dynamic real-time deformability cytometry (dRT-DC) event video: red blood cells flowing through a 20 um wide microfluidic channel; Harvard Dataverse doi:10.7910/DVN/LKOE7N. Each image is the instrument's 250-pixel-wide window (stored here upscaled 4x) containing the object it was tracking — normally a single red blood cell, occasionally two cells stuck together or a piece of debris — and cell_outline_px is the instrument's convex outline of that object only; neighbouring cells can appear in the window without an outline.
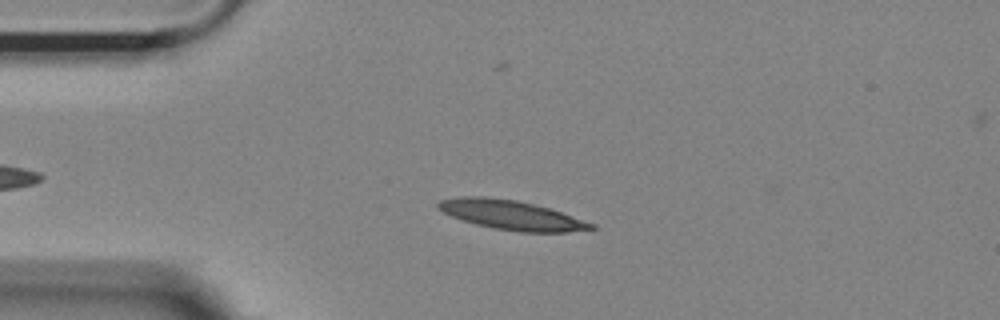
{"species": "Egyptian fruit bat (a non-hibernating species)", "species_latin": "Rousettus aegyptiacus", "temperature_condition": "room temperature", "stored_images_in_passage": 46, "camera_frame_rate_fps": 3000, "um_per_image_px": 0.085, "animal": {"sex": "female"}, "frame": {"image": 1, "passage_image": 13, "time_ms": 4.0, "image_size_px": [1000, 320], "cell_outline_px": [[596, 228], [568, 232], [520, 232], [496, 228], [476, 224], [452, 216], [444, 212], [436, 204], [440, 200], [460, 196], [484, 196], [516, 200], [548, 208], [596, 224]], "centroid_in_image_um": [43.48, 18.27], "position_along_channel_um": 41.5, "area_um2": 25.78}}
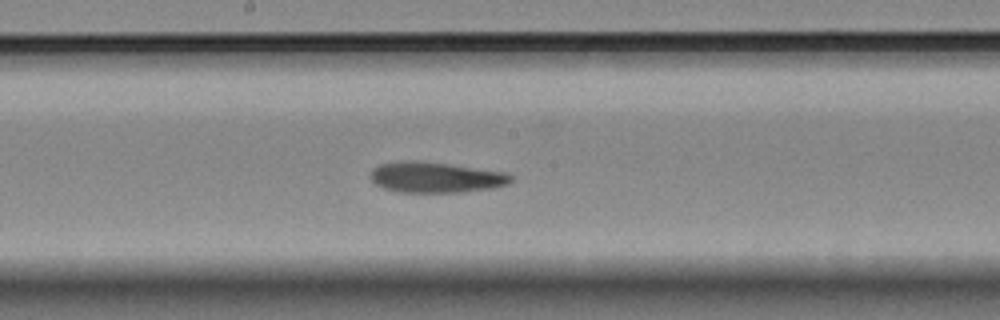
{"frame": {"image": 2, "passage_image": 29, "time_ms": 9.333, "image_size_px": [1000, 320], "cell_outline_px": [[512, 180], [508, 184], [492, 188], [460, 192], [400, 192], [384, 188], [376, 184], [368, 176], [372, 168], [380, 164], [396, 160], [420, 160], [508, 172], [512, 176]], "centroid_in_image_um": [37.01, 15.05], "position_along_channel_um": 211.2, "area_um2": 25.43}}
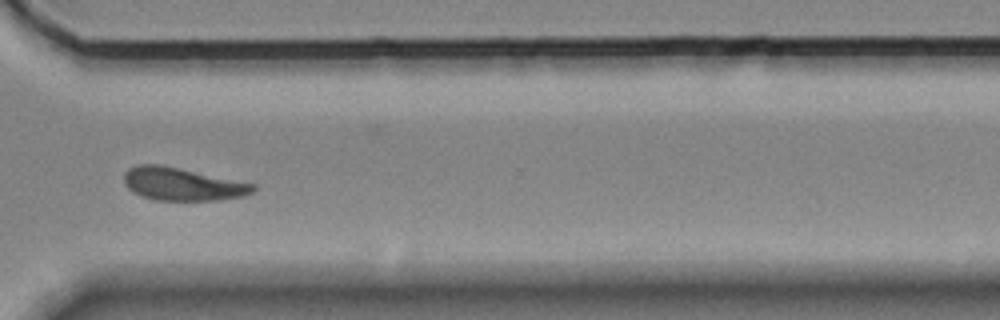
{"frame": {"image": 3, "passage_image": 41, "time_ms": 13.333, "image_size_px": [1000, 320], "cell_outline_px": [[256, 188], [252, 192], [244, 196], [220, 200], [156, 200], [140, 196], [132, 192], [124, 184], [124, 172], [128, 168], [136, 164], [160, 164], [256, 184]], "centroid_in_image_um": [15.47, 15.65], "position_along_channel_um": 355.1, "area_um2": 24.85}, "authors_computed_cell_mechanics": {"area_um2": 24.7673, "velocity_mm_per_s": 3.5917, "shape_relaxation_time_tau1_ms": 6.9683, "shape_relaxation_time_tau2_ms": 3.7039, "deformation_change_tau1": 0.191, "deformation_change_tau2": 0.1074}}